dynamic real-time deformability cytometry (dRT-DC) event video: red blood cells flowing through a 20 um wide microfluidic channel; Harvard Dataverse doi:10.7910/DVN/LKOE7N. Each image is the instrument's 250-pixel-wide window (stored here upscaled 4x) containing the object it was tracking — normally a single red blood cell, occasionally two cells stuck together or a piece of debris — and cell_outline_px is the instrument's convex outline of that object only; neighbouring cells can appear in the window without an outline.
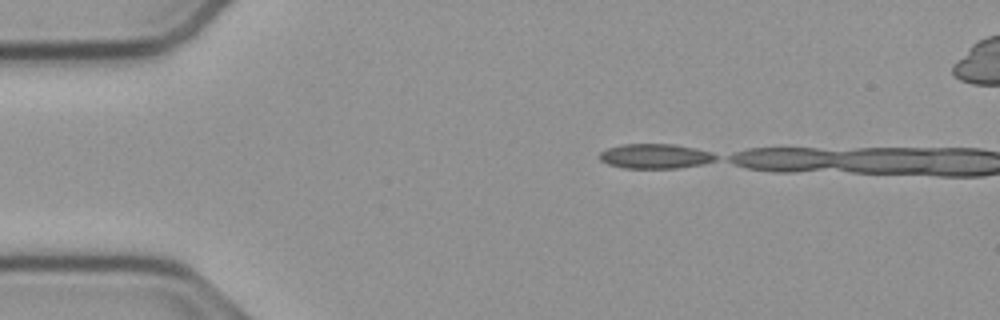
{"species": "common noctule bat (a hibernating species)", "species_latin": "Nyctalus noctula", "temperature_condition": "cold", "stored_images_in_passage": 3, "camera_frame_rate_fps": 3000, "um_per_image_px": 0.085, "animal": {"sex": "male", "body_mass_g": 23.1, "forearm_length_mm": 52.7}, "frame": {"image": 1, "passage_image": 1, "time_ms": 0.0, "image_size_px": [1000, 320], "cell_outline_px": [[720, 156], [716, 160], [700, 164], [676, 168], [624, 168], [608, 164], [600, 160], [600, 152], [608, 148], [624, 144], [672, 144], [712, 152]], "centroid_in_image_um": [55.7, 13.28], "position_along_channel_um": 29.3, "area_um2": 16.59}}